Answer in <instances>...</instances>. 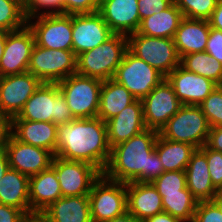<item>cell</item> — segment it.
<instances>
[{"label":"cell","instance_id":"obj_1","mask_svg":"<svg viewBox=\"0 0 222 222\" xmlns=\"http://www.w3.org/2000/svg\"><path fill=\"white\" fill-rule=\"evenodd\" d=\"M158 131L145 129L125 142L111 148L109 162L103 175L117 182L148 183L164 171L155 150Z\"/></svg>","mask_w":222,"mask_h":222},{"label":"cell","instance_id":"obj_2","mask_svg":"<svg viewBox=\"0 0 222 222\" xmlns=\"http://www.w3.org/2000/svg\"><path fill=\"white\" fill-rule=\"evenodd\" d=\"M110 154L106 122L100 118H79L58 125L55 156L87 162L103 173Z\"/></svg>","mask_w":222,"mask_h":222},{"label":"cell","instance_id":"obj_3","mask_svg":"<svg viewBox=\"0 0 222 222\" xmlns=\"http://www.w3.org/2000/svg\"><path fill=\"white\" fill-rule=\"evenodd\" d=\"M75 119L57 83H42L11 120L67 124Z\"/></svg>","mask_w":222,"mask_h":222},{"label":"cell","instance_id":"obj_4","mask_svg":"<svg viewBox=\"0 0 222 222\" xmlns=\"http://www.w3.org/2000/svg\"><path fill=\"white\" fill-rule=\"evenodd\" d=\"M128 50L127 36L113 34L101 45L77 56V74L100 79H112Z\"/></svg>","mask_w":222,"mask_h":222},{"label":"cell","instance_id":"obj_5","mask_svg":"<svg viewBox=\"0 0 222 222\" xmlns=\"http://www.w3.org/2000/svg\"><path fill=\"white\" fill-rule=\"evenodd\" d=\"M210 126L199 106L182 105L159 134L167 139L203 147L208 139Z\"/></svg>","mask_w":222,"mask_h":222},{"label":"cell","instance_id":"obj_6","mask_svg":"<svg viewBox=\"0 0 222 222\" xmlns=\"http://www.w3.org/2000/svg\"><path fill=\"white\" fill-rule=\"evenodd\" d=\"M57 84L75 119L97 117L102 80L75 73Z\"/></svg>","mask_w":222,"mask_h":222},{"label":"cell","instance_id":"obj_7","mask_svg":"<svg viewBox=\"0 0 222 222\" xmlns=\"http://www.w3.org/2000/svg\"><path fill=\"white\" fill-rule=\"evenodd\" d=\"M128 50L167 77L180 65L174 39L150 37L137 32L127 36Z\"/></svg>","mask_w":222,"mask_h":222},{"label":"cell","instance_id":"obj_8","mask_svg":"<svg viewBox=\"0 0 222 222\" xmlns=\"http://www.w3.org/2000/svg\"><path fill=\"white\" fill-rule=\"evenodd\" d=\"M27 71L42 83H58L77 72V56L73 51L53 50L35 44Z\"/></svg>","mask_w":222,"mask_h":222},{"label":"cell","instance_id":"obj_9","mask_svg":"<svg viewBox=\"0 0 222 222\" xmlns=\"http://www.w3.org/2000/svg\"><path fill=\"white\" fill-rule=\"evenodd\" d=\"M166 77L129 50L117 67L113 80L123 85L135 99H143Z\"/></svg>","mask_w":222,"mask_h":222},{"label":"cell","instance_id":"obj_10","mask_svg":"<svg viewBox=\"0 0 222 222\" xmlns=\"http://www.w3.org/2000/svg\"><path fill=\"white\" fill-rule=\"evenodd\" d=\"M88 197L92 222H106L127 212L126 183L109 180L103 174Z\"/></svg>","mask_w":222,"mask_h":222},{"label":"cell","instance_id":"obj_11","mask_svg":"<svg viewBox=\"0 0 222 222\" xmlns=\"http://www.w3.org/2000/svg\"><path fill=\"white\" fill-rule=\"evenodd\" d=\"M38 18L34 23L31 19ZM35 44L53 50L73 51L72 15L63 13L40 14L27 18Z\"/></svg>","mask_w":222,"mask_h":222},{"label":"cell","instance_id":"obj_12","mask_svg":"<svg viewBox=\"0 0 222 222\" xmlns=\"http://www.w3.org/2000/svg\"><path fill=\"white\" fill-rule=\"evenodd\" d=\"M55 169L62 197L89 195L93 184L103 174L98 168L83 161H69L54 156Z\"/></svg>","mask_w":222,"mask_h":222},{"label":"cell","instance_id":"obj_13","mask_svg":"<svg viewBox=\"0 0 222 222\" xmlns=\"http://www.w3.org/2000/svg\"><path fill=\"white\" fill-rule=\"evenodd\" d=\"M147 129L160 132L182 106L172 85L165 78L146 97L141 99Z\"/></svg>","mask_w":222,"mask_h":222},{"label":"cell","instance_id":"obj_14","mask_svg":"<svg viewBox=\"0 0 222 222\" xmlns=\"http://www.w3.org/2000/svg\"><path fill=\"white\" fill-rule=\"evenodd\" d=\"M42 82L30 72L0 77V114L12 119Z\"/></svg>","mask_w":222,"mask_h":222},{"label":"cell","instance_id":"obj_15","mask_svg":"<svg viewBox=\"0 0 222 222\" xmlns=\"http://www.w3.org/2000/svg\"><path fill=\"white\" fill-rule=\"evenodd\" d=\"M34 45V35L27 24L21 29L7 32L0 60V77L27 72Z\"/></svg>","mask_w":222,"mask_h":222},{"label":"cell","instance_id":"obj_16","mask_svg":"<svg viewBox=\"0 0 222 222\" xmlns=\"http://www.w3.org/2000/svg\"><path fill=\"white\" fill-rule=\"evenodd\" d=\"M113 34L98 12L72 15V43L76 56L101 45Z\"/></svg>","mask_w":222,"mask_h":222},{"label":"cell","instance_id":"obj_17","mask_svg":"<svg viewBox=\"0 0 222 222\" xmlns=\"http://www.w3.org/2000/svg\"><path fill=\"white\" fill-rule=\"evenodd\" d=\"M5 151L10 168L29 177L48 169L55 156L49 150L17 140L12 134L7 140Z\"/></svg>","mask_w":222,"mask_h":222},{"label":"cell","instance_id":"obj_18","mask_svg":"<svg viewBox=\"0 0 222 222\" xmlns=\"http://www.w3.org/2000/svg\"><path fill=\"white\" fill-rule=\"evenodd\" d=\"M166 79L182 105L199 106L218 87L212 80L189 72L180 65Z\"/></svg>","mask_w":222,"mask_h":222},{"label":"cell","instance_id":"obj_19","mask_svg":"<svg viewBox=\"0 0 222 222\" xmlns=\"http://www.w3.org/2000/svg\"><path fill=\"white\" fill-rule=\"evenodd\" d=\"M138 0H102L98 13L114 34L128 36L140 25Z\"/></svg>","mask_w":222,"mask_h":222},{"label":"cell","instance_id":"obj_20","mask_svg":"<svg viewBox=\"0 0 222 222\" xmlns=\"http://www.w3.org/2000/svg\"><path fill=\"white\" fill-rule=\"evenodd\" d=\"M106 127L110 148L147 129L141 100L136 99L118 115L106 121Z\"/></svg>","mask_w":222,"mask_h":222},{"label":"cell","instance_id":"obj_21","mask_svg":"<svg viewBox=\"0 0 222 222\" xmlns=\"http://www.w3.org/2000/svg\"><path fill=\"white\" fill-rule=\"evenodd\" d=\"M127 211L141 221L164 212L162 196L151 182L126 183Z\"/></svg>","mask_w":222,"mask_h":222},{"label":"cell","instance_id":"obj_22","mask_svg":"<svg viewBox=\"0 0 222 222\" xmlns=\"http://www.w3.org/2000/svg\"><path fill=\"white\" fill-rule=\"evenodd\" d=\"M187 188L200 201H211L218 190L211 182L206 159V144L197 148L191 155L185 169Z\"/></svg>","mask_w":222,"mask_h":222},{"label":"cell","instance_id":"obj_23","mask_svg":"<svg viewBox=\"0 0 222 222\" xmlns=\"http://www.w3.org/2000/svg\"><path fill=\"white\" fill-rule=\"evenodd\" d=\"M62 197V191L55 172L50 166L29 178L30 213H42Z\"/></svg>","mask_w":222,"mask_h":222},{"label":"cell","instance_id":"obj_24","mask_svg":"<svg viewBox=\"0 0 222 222\" xmlns=\"http://www.w3.org/2000/svg\"><path fill=\"white\" fill-rule=\"evenodd\" d=\"M57 128L53 122L11 120V134L19 141L56 153Z\"/></svg>","mask_w":222,"mask_h":222},{"label":"cell","instance_id":"obj_25","mask_svg":"<svg viewBox=\"0 0 222 222\" xmlns=\"http://www.w3.org/2000/svg\"><path fill=\"white\" fill-rule=\"evenodd\" d=\"M209 33L208 20L184 17L173 38L180 58L186 54L205 52Z\"/></svg>","mask_w":222,"mask_h":222},{"label":"cell","instance_id":"obj_26","mask_svg":"<svg viewBox=\"0 0 222 222\" xmlns=\"http://www.w3.org/2000/svg\"><path fill=\"white\" fill-rule=\"evenodd\" d=\"M29 176L9 168L0 181V204L30 214Z\"/></svg>","mask_w":222,"mask_h":222},{"label":"cell","instance_id":"obj_27","mask_svg":"<svg viewBox=\"0 0 222 222\" xmlns=\"http://www.w3.org/2000/svg\"><path fill=\"white\" fill-rule=\"evenodd\" d=\"M42 213L52 222H92L88 195L61 197Z\"/></svg>","mask_w":222,"mask_h":222},{"label":"cell","instance_id":"obj_28","mask_svg":"<svg viewBox=\"0 0 222 222\" xmlns=\"http://www.w3.org/2000/svg\"><path fill=\"white\" fill-rule=\"evenodd\" d=\"M183 18L181 10L173 2L167 9L142 19L136 32L150 37L173 39Z\"/></svg>","mask_w":222,"mask_h":222},{"label":"cell","instance_id":"obj_29","mask_svg":"<svg viewBox=\"0 0 222 222\" xmlns=\"http://www.w3.org/2000/svg\"><path fill=\"white\" fill-rule=\"evenodd\" d=\"M135 100L134 96L123 85L113 79L104 80L100 89L97 117L106 122Z\"/></svg>","mask_w":222,"mask_h":222},{"label":"cell","instance_id":"obj_30","mask_svg":"<svg viewBox=\"0 0 222 222\" xmlns=\"http://www.w3.org/2000/svg\"><path fill=\"white\" fill-rule=\"evenodd\" d=\"M156 153L163 164L164 171H185L191 155L196 150L193 145L167 140L157 136Z\"/></svg>","mask_w":222,"mask_h":222},{"label":"cell","instance_id":"obj_31","mask_svg":"<svg viewBox=\"0 0 222 222\" xmlns=\"http://www.w3.org/2000/svg\"><path fill=\"white\" fill-rule=\"evenodd\" d=\"M180 66L185 70L208 78L218 86L222 82V63L207 52L186 54L180 58Z\"/></svg>","mask_w":222,"mask_h":222},{"label":"cell","instance_id":"obj_32","mask_svg":"<svg viewBox=\"0 0 222 222\" xmlns=\"http://www.w3.org/2000/svg\"><path fill=\"white\" fill-rule=\"evenodd\" d=\"M162 196L163 210L182 222H192L198 200L188 188L180 193L160 194Z\"/></svg>","mask_w":222,"mask_h":222},{"label":"cell","instance_id":"obj_33","mask_svg":"<svg viewBox=\"0 0 222 222\" xmlns=\"http://www.w3.org/2000/svg\"><path fill=\"white\" fill-rule=\"evenodd\" d=\"M26 24L23 0H0V31H15Z\"/></svg>","mask_w":222,"mask_h":222},{"label":"cell","instance_id":"obj_34","mask_svg":"<svg viewBox=\"0 0 222 222\" xmlns=\"http://www.w3.org/2000/svg\"><path fill=\"white\" fill-rule=\"evenodd\" d=\"M219 0H174L184 17L209 20Z\"/></svg>","mask_w":222,"mask_h":222},{"label":"cell","instance_id":"obj_35","mask_svg":"<svg viewBox=\"0 0 222 222\" xmlns=\"http://www.w3.org/2000/svg\"><path fill=\"white\" fill-rule=\"evenodd\" d=\"M151 183L159 194L180 193V190L187 188L186 173L185 171L163 172Z\"/></svg>","mask_w":222,"mask_h":222},{"label":"cell","instance_id":"obj_36","mask_svg":"<svg viewBox=\"0 0 222 222\" xmlns=\"http://www.w3.org/2000/svg\"><path fill=\"white\" fill-rule=\"evenodd\" d=\"M210 128L222 126V89L218 86L200 105Z\"/></svg>","mask_w":222,"mask_h":222},{"label":"cell","instance_id":"obj_37","mask_svg":"<svg viewBox=\"0 0 222 222\" xmlns=\"http://www.w3.org/2000/svg\"><path fill=\"white\" fill-rule=\"evenodd\" d=\"M52 9V11L47 10L39 12L41 8ZM23 9L26 15V18L37 16L40 14H57L63 13V4L62 0H23Z\"/></svg>","mask_w":222,"mask_h":222},{"label":"cell","instance_id":"obj_38","mask_svg":"<svg viewBox=\"0 0 222 222\" xmlns=\"http://www.w3.org/2000/svg\"><path fill=\"white\" fill-rule=\"evenodd\" d=\"M206 159L211 182L218 191H222V152L210 149L206 145Z\"/></svg>","mask_w":222,"mask_h":222},{"label":"cell","instance_id":"obj_39","mask_svg":"<svg viewBox=\"0 0 222 222\" xmlns=\"http://www.w3.org/2000/svg\"><path fill=\"white\" fill-rule=\"evenodd\" d=\"M102 0H62L63 14H90L98 12Z\"/></svg>","mask_w":222,"mask_h":222},{"label":"cell","instance_id":"obj_40","mask_svg":"<svg viewBox=\"0 0 222 222\" xmlns=\"http://www.w3.org/2000/svg\"><path fill=\"white\" fill-rule=\"evenodd\" d=\"M192 222H222V213L212 201H200Z\"/></svg>","mask_w":222,"mask_h":222},{"label":"cell","instance_id":"obj_41","mask_svg":"<svg viewBox=\"0 0 222 222\" xmlns=\"http://www.w3.org/2000/svg\"><path fill=\"white\" fill-rule=\"evenodd\" d=\"M173 2L174 0H138L140 21L167 9Z\"/></svg>","mask_w":222,"mask_h":222},{"label":"cell","instance_id":"obj_42","mask_svg":"<svg viewBox=\"0 0 222 222\" xmlns=\"http://www.w3.org/2000/svg\"><path fill=\"white\" fill-rule=\"evenodd\" d=\"M205 52L222 63V31L210 27Z\"/></svg>","mask_w":222,"mask_h":222},{"label":"cell","instance_id":"obj_43","mask_svg":"<svg viewBox=\"0 0 222 222\" xmlns=\"http://www.w3.org/2000/svg\"><path fill=\"white\" fill-rule=\"evenodd\" d=\"M27 214L12 206L0 204V222H26Z\"/></svg>","mask_w":222,"mask_h":222},{"label":"cell","instance_id":"obj_44","mask_svg":"<svg viewBox=\"0 0 222 222\" xmlns=\"http://www.w3.org/2000/svg\"><path fill=\"white\" fill-rule=\"evenodd\" d=\"M206 145L210 149L222 152V126L210 128Z\"/></svg>","mask_w":222,"mask_h":222},{"label":"cell","instance_id":"obj_45","mask_svg":"<svg viewBox=\"0 0 222 222\" xmlns=\"http://www.w3.org/2000/svg\"><path fill=\"white\" fill-rule=\"evenodd\" d=\"M11 134V119L0 114V150L5 149L7 140Z\"/></svg>","mask_w":222,"mask_h":222},{"label":"cell","instance_id":"obj_46","mask_svg":"<svg viewBox=\"0 0 222 222\" xmlns=\"http://www.w3.org/2000/svg\"><path fill=\"white\" fill-rule=\"evenodd\" d=\"M210 27L222 31V0H219L211 18L208 20Z\"/></svg>","mask_w":222,"mask_h":222},{"label":"cell","instance_id":"obj_47","mask_svg":"<svg viewBox=\"0 0 222 222\" xmlns=\"http://www.w3.org/2000/svg\"><path fill=\"white\" fill-rule=\"evenodd\" d=\"M143 222H182V221L176 217H173L169 213L162 212L146 219Z\"/></svg>","mask_w":222,"mask_h":222},{"label":"cell","instance_id":"obj_48","mask_svg":"<svg viewBox=\"0 0 222 222\" xmlns=\"http://www.w3.org/2000/svg\"><path fill=\"white\" fill-rule=\"evenodd\" d=\"M9 168H10V165H9L7 153L5 149L0 150V181L3 175L8 171Z\"/></svg>","mask_w":222,"mask_h":222},{"label":"cell","instance_id":"obj_49","mask_svg":"<svg viewBox=\"0 0 222 222\" xmlns=\"http://www.w3.org/2000/svg\"><path fill=\"white\" fill-rule=\"evenodd\" d=\"M106 222H143L138 219L136 216L130 214L128 211L124 214L114 217L113 219Z\"/></svg>","mask_w":222,"mask_h":222},{"label":"cell","instance_id":"obj_50","mask_svg":"<svg viewBox=\"0 0 222 222\" xmlns=\"http://www.w3.org/2000/svg\"><path fill=\"white\" fill-rule=\"evenodd\" d=\"M26 222H52L43 213H30L27 215Z\"/></svg>","mask_w":222,"mask_h":222},{"label":"cell","instance_id":"obj_51","mask_svg":"<svg viewBox=\"0 0 222 222\" xmlns=\"http://www.w3.org/2000/svg\"><path fill=\"white\" fill-rule=\"evenodd\" d=\"M222 213V191H218L217 194L211 200Z\"/></svg>","mask_w":222,"mask_h":222},{"label":"cell","instance_id":"obj_52","mask_svg":"<svg viewBox=\"0 0 222 222\" xmlns=\"http://www.w3.org/2000/svg\"><path fill=\"white\" fill-rule=\"evenodd\" d=\"M6 36H7L6 31H0V60L3 56V52H4V49H5Z\"/></svg>","mask_w":222,"mask_h":222}]
</instances>
